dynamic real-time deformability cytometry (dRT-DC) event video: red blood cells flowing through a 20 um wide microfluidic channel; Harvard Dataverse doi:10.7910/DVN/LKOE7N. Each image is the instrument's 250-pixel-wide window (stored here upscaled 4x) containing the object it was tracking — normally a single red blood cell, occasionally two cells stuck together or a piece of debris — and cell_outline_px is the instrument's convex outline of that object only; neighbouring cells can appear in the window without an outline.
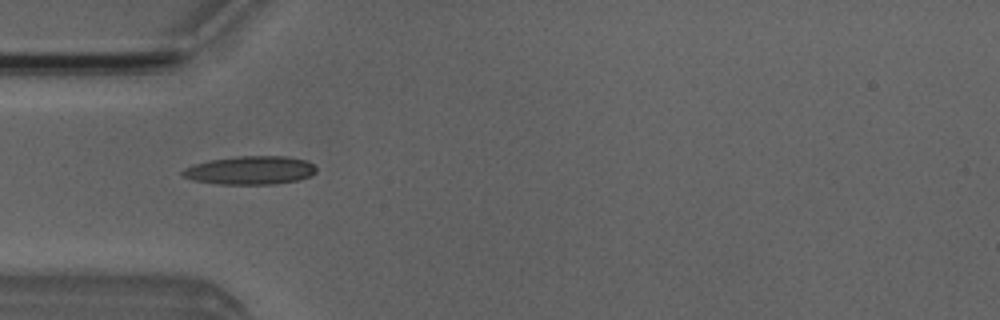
{"species": "Egyptian fruit bat (a non-hibernating species)", "species_latin": "Rousettus aegyptiacus", "temperature_condition": "room temperature", "stored_images_in_passage": 7, "camera_frame_rate_fps": 3000, "um_per_image_px": 0.085, "animal": {"sex": "male"}, "frame": {"image": 1, "passage_image": 4, "time_ms": 3.333, "image_size_px": [1000, 320], "cell_outline_px": [[316, 172], [312, 176], [300, 180], [272, 184], [216, 184], [196, 180], [184, 176], [180, 172], [184, 168], [208, 160], [236, 156], [284, 156], [304, 160], [312, 164], [316, 168]], "centroid_in_image_um": [21.29, 14.47], "position_along_channel_um": 63.7, "area_um2": 22.08}}
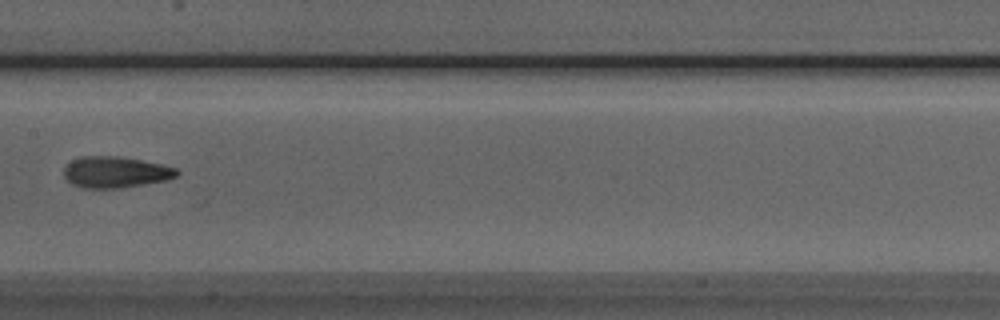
{"frame": {"image": 2, "passage_image": 7, "time_ms": 6.667, "image_size_px": [1000, 320], "cell_outline_px": [[180, 172], [176, 176], [164, 180], [144, 184], [120, 188], [80, 188], [72, 184], [64, 176], [64, 168], [72, 160], [80, 156], [116, 156], [140, 160], [160, 164], [176, 168]], "centroid_in_image_um": [9.78, 14.63], "position_along_channel_um": 197.6, "area_um2": 20.4}}